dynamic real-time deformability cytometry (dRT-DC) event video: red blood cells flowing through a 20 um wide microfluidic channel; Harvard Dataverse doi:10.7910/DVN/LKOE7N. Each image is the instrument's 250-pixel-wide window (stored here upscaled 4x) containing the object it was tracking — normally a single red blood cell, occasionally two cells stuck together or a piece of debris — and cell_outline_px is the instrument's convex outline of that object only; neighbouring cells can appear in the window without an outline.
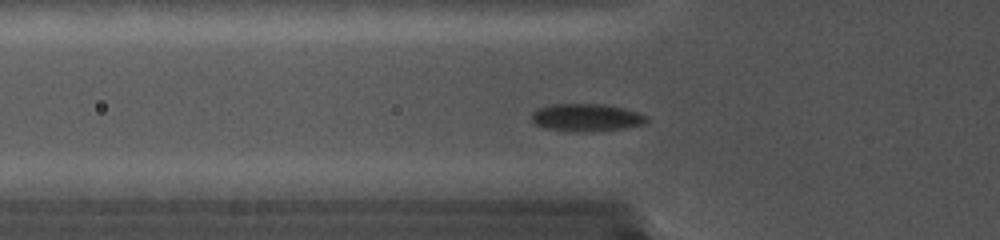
{"species": "common noctule bat (a hibernating species)", "species_latin": "Nyctalus noctula", "temperature_condition": "cold", "stored_images_in_passage": 28, "camera_frame_rate_fps": 5000, "um_per_image_px": 0.085, "animal": {"sex": "female", "body_mass_g": 19.0, "forearm_length_mm": 56.7}, "frame": {"image": 1, "passage_image": 3, "time_ms": 0.4, "image_size_px": [1000, 240], "cell_outline_px": [[648, 120], [644, 124], [624, 128], [576, 132], [548, 128], [536, 124], [532, 120], [532, 112], [536, 108], [552, 104], [608, 104], [640, 112], [648, 116]], "centroid_in_image_um": [49.88, 9.97], "position_along_channel_um": 75.9, "area_um2": 18.5}}
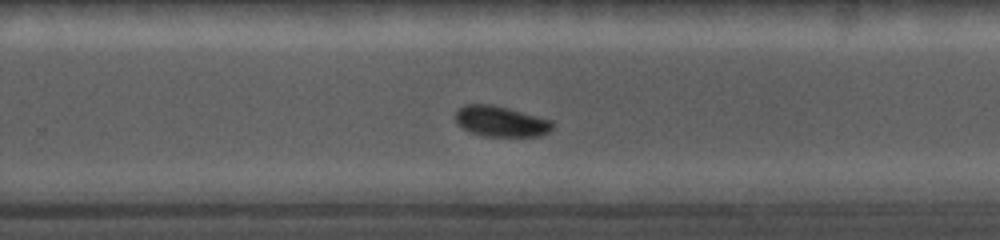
{"frame": {"image": 2, "passage_image": 17, "time_ms": 3.2, "image_size_px": [1000, 240], "cell_outline_px": [[556, 124], [548, 132], [540, 136], [484, 136], [472, 132], [456, 124], [456, 108], [464, 104], [492, 104], [508, 108], [552, 120]], "centroid_in_image_um": [42.57, 10.3], "position_along_channel_um": 287.2, "area_um2": 17.4}}
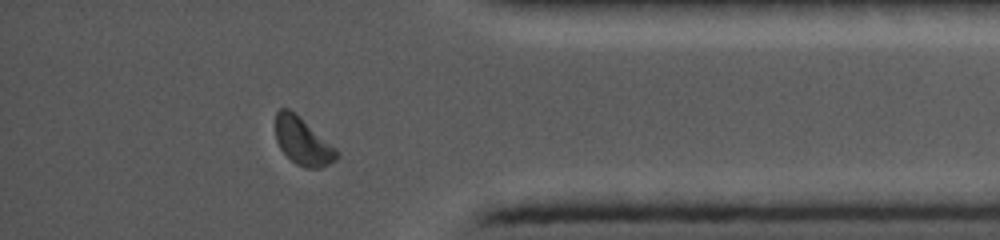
{"frame": {"image": 3, "passage_image": 26, "time_ms": 5.0, "image_size_px": [1000, 240], "cell_outline_px": [[340, 156], [336, 160], [320, 168], [304, 168], [296, 164], [280, 148], [276, 140], [276, 112], [280, 108], [288, 108], [336, 148], [340, 152]], "centroid_in_image_um": [25.74, 12.04], "position_along_channel_um": 409.5, "area_um2": 16.59}}